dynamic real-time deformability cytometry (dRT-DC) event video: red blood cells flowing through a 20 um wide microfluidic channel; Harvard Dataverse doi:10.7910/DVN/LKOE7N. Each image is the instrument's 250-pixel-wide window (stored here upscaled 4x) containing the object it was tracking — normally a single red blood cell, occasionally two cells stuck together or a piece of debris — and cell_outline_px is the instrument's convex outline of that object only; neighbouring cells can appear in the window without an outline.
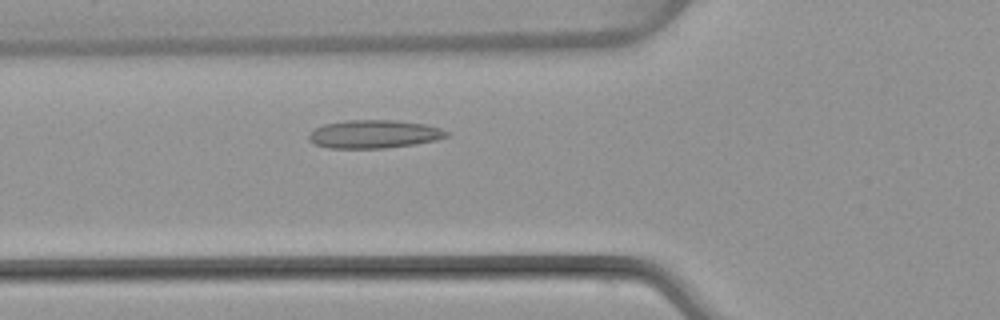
{"species": "common noctule bat (a hibernating species)", "species_latin": "Nyctalus noctula", "temperature_condition": "warm", "stored_images_in_passage": 43, "camera_frame_rate_fps": 3000, "um_per_image_px": 0.085, "animal": {"sex": "female", "body_mass_g": 22.7, "forearm_length_mm": 54.2}, "frame": {"image": 1, "passage_image": 11, "time_ms": 3.333, "image_size_px": [1000, 320], "cell_outline_px": [[448, 136], [436, 140], [416, 144], [384, 148], [328, 148], [312, 144], [308, 140], [308, 136], [316, 128], [324, 124], [348, 120], [392, 120], [424, 124], [440, 128], [448, 132]], "centroid_in_image_um": [31.77, 11.41], "position_along_channel_um": 94.0, "area_um2": 22.6}}
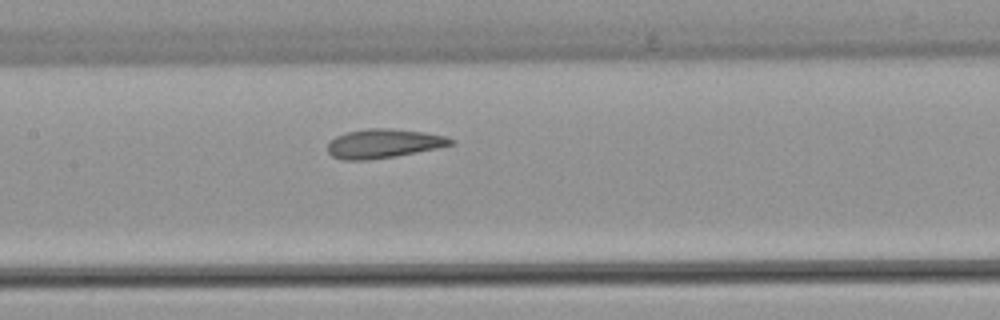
{"frame": {"image": 2, "passage_image": 17, "time_ms": 5.333, "image_size_px": [1000, 320], "cell_outline_px": [[452, 144], [436, 148], [396, 156], [368, 160], [344, 160], [332, 156], [328, 152], [328, 144], [336, 136], [348, 132], [368, 128], [392, 128], [424, 132], [444, 136], [452, 140]], "centroid_in_image_um": [32.56, 12.2], "position_along_channel_um": 174.8, "area_um2": 20.58}}
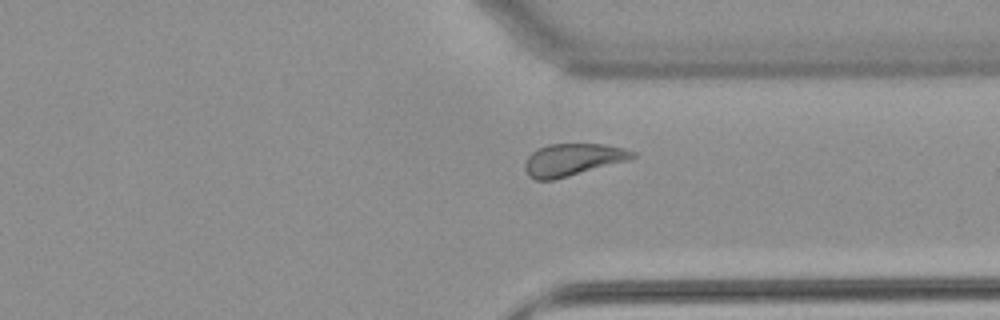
{"frame": {"image": 3, "passage_image": 31, "time_ms": 10.0, "image_size_px": [1000, 320], "cell_outline_px": [[636, 156], [632, 160], [552, 180], [536, 180], [528, 176], [524, 168], [524, 164], [528, 156], [536, 148], [548, 144], [604, 144], [624, 148], [636, 152]], "centroid_in_image_um": [48.7, 13.57], "position_along_channel_um": 362.7, "area_um2": 20.46}, "authors_computed_cell_mechanics": {"area_um2": 20.6346, "velocity_mm_per_s": 4.0274, "shape_relaxation_time_tau1_ms": 4.5167, "shape_relaxation_time_tau2_ms": 1.5237, "deformation_change_tau1": 0.1604, "deformation_change_tau2": 0.0933}}